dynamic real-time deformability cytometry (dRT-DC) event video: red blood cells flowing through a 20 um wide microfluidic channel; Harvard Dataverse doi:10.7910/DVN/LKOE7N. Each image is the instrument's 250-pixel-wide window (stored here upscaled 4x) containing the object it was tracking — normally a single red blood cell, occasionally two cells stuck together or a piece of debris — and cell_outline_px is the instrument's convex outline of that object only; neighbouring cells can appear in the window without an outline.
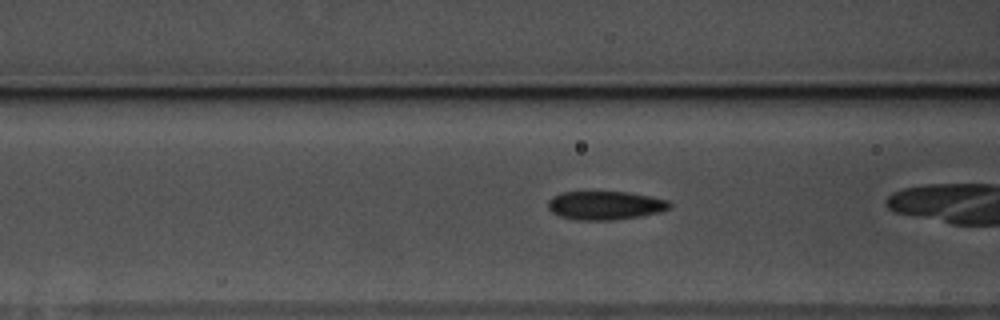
{"species": "common noctule bat (a hibernating species)", "species_latin": "Nyctalus noctula", "temperature_condition": "warm", "stored_images_in_passage": 29, "camera_frame_rate_fps": 3000, "um_per_image_px": 0.085, "animal": {"sex": "male", "body_mass_g": 17.5, "forearm_length_mm": 52.3}, "frame": {"image": 1, "passage_image": 20, "time_ms": 6.333, "image_size_px": [1000, 320], "cell_outline_px": [[672, 204], [668, 208], [660, 212], [640, 216], [612, 220], [576, 220], [560, 216], [552, 212], [548, 208], [548, 200], [552, 196], [560, 192], [628, 192], [652, 196], [668, 200]], "centroid_in_image_um": [51.43, 17.45], "position_along_channel_um": 115.2, "area_um2": 20.35}}